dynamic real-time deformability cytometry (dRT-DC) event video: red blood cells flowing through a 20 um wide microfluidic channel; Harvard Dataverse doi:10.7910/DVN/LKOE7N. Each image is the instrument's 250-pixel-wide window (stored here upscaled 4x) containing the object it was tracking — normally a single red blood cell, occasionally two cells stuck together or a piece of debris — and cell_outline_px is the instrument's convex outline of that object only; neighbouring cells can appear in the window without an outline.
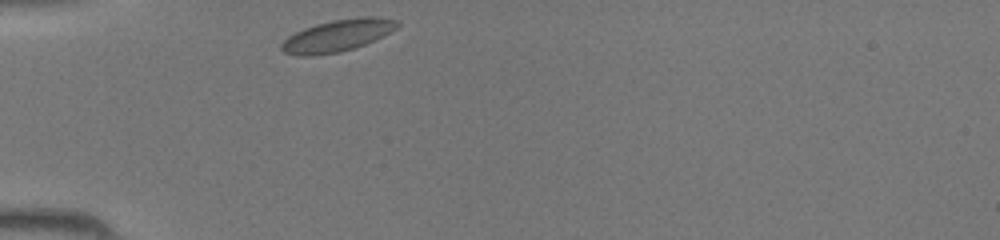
{"species": "common noctule bat (a hibernating species)", "species_latin": "Nyctalus noctula", "temperature_condition": "room temperature", "stored_images_in_passage": 26, "camera_frame_rate_fps": 3000, "um_per_image_px": 0.085, "animal": {"sex": "female", "body_mass_g": 19.5, "forearm_length_mm": 54.1}, "frame": {"image": 1, "passage_image": 1, "time_ms": 0.0, "image_size_px": [1000, 240], "cell_outline_px": [[400, 24], [396, 28], [384, 36], [364, 44], [340, 52], [312, 56], [300, 56], [284, 52], [280, 48], [280, 44], [288, 36], [304, 28], [316, 24], [332, 20], [356, 16], [380, 16], [400, 20]], "centroid_in_image_um": [28.72, 3.0], "position_along_channel_um": 56.3, "area_um2": 21.79}}
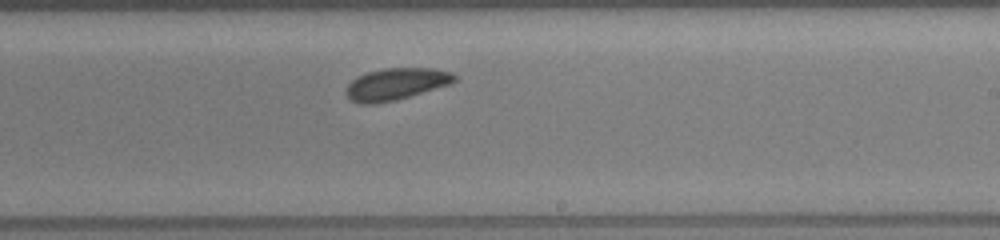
{"frame": {"image": 2, "passage_image": 15, "time_ms": 4.667, "image_size_px": [1000, 240], "cell_outline_px": [[456, 80], [448, 84], [396, 100], [376, 104], [360, 104], [352, 100], [344, 92], [348, 84], [356, 76], [364, 72], [384, 68], [436, 68], [452, 72], [456, 76]], "centroid_in_image_um": [33.61, 7.13], "position_along_channel_um": 255.4, "area_um2": 20.17}}
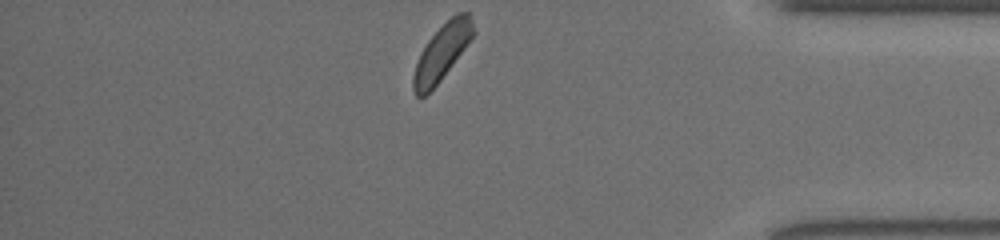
{"frame": {"image": 3, "passage_image": 26, "time_ms": 8.333, "image_size_px": [1000, 240], "cell_outline_px": [[476, 32], [440, 80], [424, 96], [416, 96], [412, 88], [412, 76], [420, 52], [428, 40], [456, 12], [468, 12], [472, 16]], "centroid_in_image_um": [37.57, 4.41], "position_along_channel_um": 397.6, "area_um2": 19.19}}